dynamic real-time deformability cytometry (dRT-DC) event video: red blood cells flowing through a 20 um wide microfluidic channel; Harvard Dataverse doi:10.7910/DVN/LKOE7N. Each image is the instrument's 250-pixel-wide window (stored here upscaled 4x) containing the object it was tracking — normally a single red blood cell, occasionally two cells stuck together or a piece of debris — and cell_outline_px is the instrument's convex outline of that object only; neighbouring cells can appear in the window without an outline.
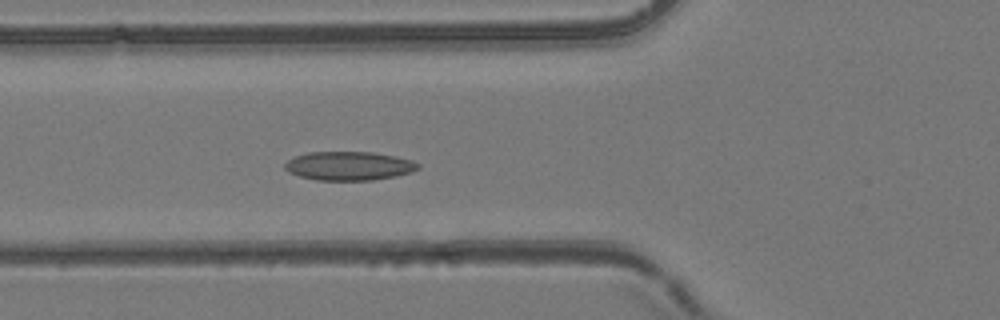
{"species": "common noctule bat (a hibernating species)", "species_latin": "Nyctalus noctula", "temperature_condition": "room temperature", "stored_images_in_passage": 55, "camera_frame_rate_fps": 3000, "um_per_image_px": 0.085, "animal": {"sex": "female", "body_mass_g": 24.6, "forearm_length_mm": 56.2}, "frame": {"image": 1, "passage_image": 21, "time_ms": 6.667, "image_size_px": [1000, 320], "cell_outline_px": [[420, 168], [412, 172], [396, 176], [372, 180], [316, 180], [300, 176], [288, 172], [284, 168], [284, 164], [288, 160], [296, 156], [308, 152], [372, 152], [396, 156], [412, 160], [420, 164]], "centroid_in_image_um": [29.68, 14.1], "position_along_channel_um": 96.1, "area_um2": 22.43}}
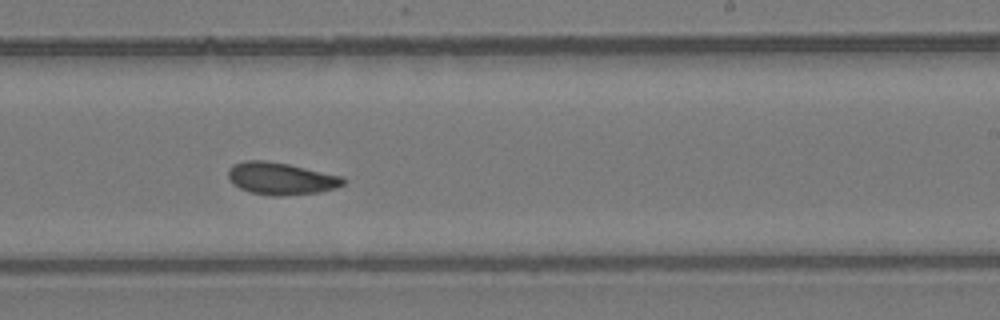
{"frame": {"image": 2, "passage_image": 34, "time_ms": 11.0, "image_size_px": [1000, 320], "cell_outline_px": [[344, 184], [336, 188], [320, 192], [280, 196], [272, 196], [252, 192], [240, 188], [232, 184], [228, 176], [228, 168], [232, 164], [244, 160], [264, 160], [288, 164], [344, 176]], "centroid_in_image_um": [23.87, 15.17], "position_along_channel_um": 265.1, "area_um2": 21.73}}
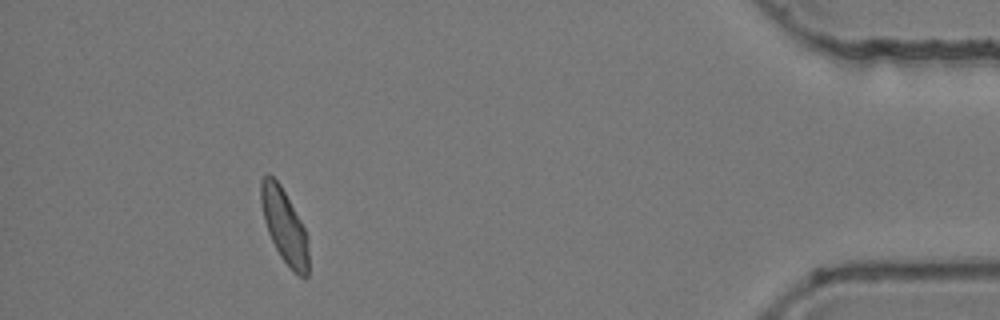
{"frame": {"image": 3, "passage_image": 50, "time_ms": 16.333, "image_size_px": [1000, 320], "cell_outline_px": [[308, 276], [304, 280], [292, 272], [280, 256], [268, 232], [264, 220], [260, 204], [260, 180], [268, 172], [280, 184], [300, 220], [308, 236]], "centroid_in_image_um": [24.17, 19.24], "position_along_channel_um": 411.0, "area_um2": 20.69}, "authors_computed_cell_mechanics": {"area_um2": 21.5016, "velocity_mm_per_s": 3.8982, "shape_relaxation_time_tau1_ms": 6.7539, "shape_relaxation_time_tau2_ms": 2.4415, "deformation_change_tau1": 0.1243, "deformation_change_tau2": 0.0626}}